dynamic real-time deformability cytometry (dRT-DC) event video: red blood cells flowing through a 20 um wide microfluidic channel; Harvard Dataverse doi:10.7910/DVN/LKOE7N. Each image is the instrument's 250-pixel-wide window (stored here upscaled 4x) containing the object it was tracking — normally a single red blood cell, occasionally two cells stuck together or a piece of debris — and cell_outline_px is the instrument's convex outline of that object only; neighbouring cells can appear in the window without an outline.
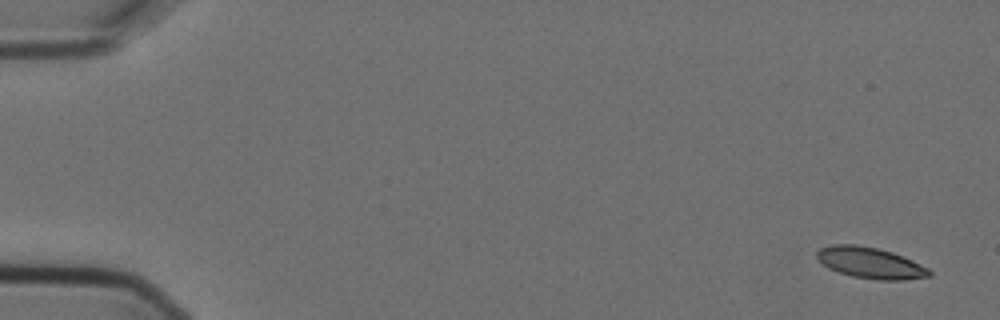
{"species": "Egyptian fruit bat (a non-hibernating species)", "species_latin": "Rousettus aegyptiacus", "temperature_condition": "cold", "stored_images_in_passage": 5, "camera_frame_rate_fps": 3000, "um_per_image_px": 0.085, "animal": {"sex": "female"}, "frame": {"image": 1, "passage_image": 1, "time_ms": 0.0, "image_size_px": [1000, 320], "cell_outline_px": [[932, 276], [904, 280], [876, 280], [852, 276], [828, 268], [816, 256], [816, 252], [820, 248], [832, 244], [856, 244], [876, 248], [892, 252], [912, 260], [928, 268], [932, 272]], "centroid_in_image_um": [73.99, 22.35], "position_along_channel_um": 11.0, "area_um2": 20.35}}
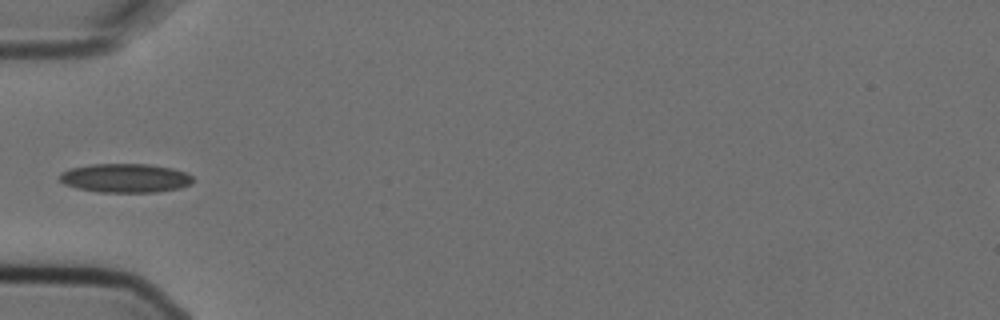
{"frame": {"image": 2, "passage_image": 5, "time_ms": 1.333, "image_size_px": [1000, 320], "cell_outline_px": [[192, 184], [180, 188], [156, 192], [100, 192], [76, 188], [64, 184], [60, 180], [60, 172], [68, 168], [92, 164], [148, 164], [172, 168], [184, 172], [192, 176]], "centroid_in_image_um": [10.63, 15.13], "position_along_channel_um": 74.4, "area_um2": 22.54}}